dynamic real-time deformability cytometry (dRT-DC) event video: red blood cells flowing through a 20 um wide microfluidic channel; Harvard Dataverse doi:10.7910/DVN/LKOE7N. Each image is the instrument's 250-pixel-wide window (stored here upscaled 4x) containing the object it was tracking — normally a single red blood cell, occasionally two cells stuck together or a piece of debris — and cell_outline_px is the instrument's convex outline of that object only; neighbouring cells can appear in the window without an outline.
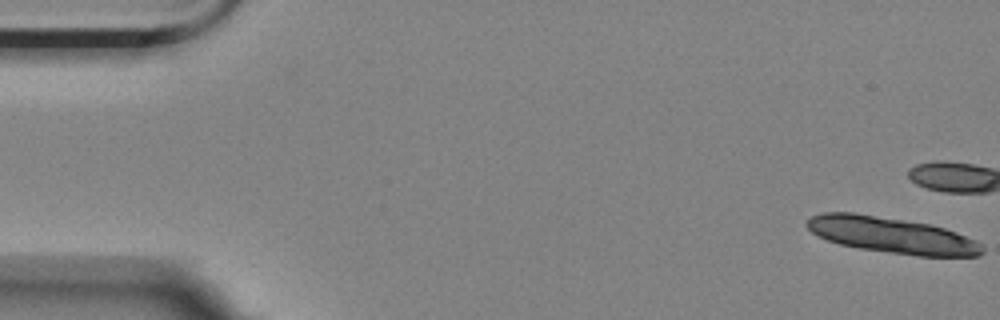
{"species": "Egyptian fruit bat (a non-hibernating species)", "species_latin": "Rousettus aegyptiacus", "temperature_condition": "room temperature", "stored_images_in_passage": 3, "camera_frame_rate_fps": 3000, "um_per_image_px": 0.085, "animal": {"sex": "female"}, "frame": {"image": 1, "passage_image": 1, "time_ms": 0.0, "image_size_px": [1000, 320], "cell_outline_px": [[984, 252], [980, 256], [916, 256], [860, 248], [840, 244], [828, 240], [812, 232], [804, 224], [812, 216], [820, 212], [852, 212], [932, 224], [956, 232], [976, 240], [984, 244]], "centroid_in_image_um": [75.84, 19.99], "position_along_channel_um": 9.2, "area_um2": 36.93}}